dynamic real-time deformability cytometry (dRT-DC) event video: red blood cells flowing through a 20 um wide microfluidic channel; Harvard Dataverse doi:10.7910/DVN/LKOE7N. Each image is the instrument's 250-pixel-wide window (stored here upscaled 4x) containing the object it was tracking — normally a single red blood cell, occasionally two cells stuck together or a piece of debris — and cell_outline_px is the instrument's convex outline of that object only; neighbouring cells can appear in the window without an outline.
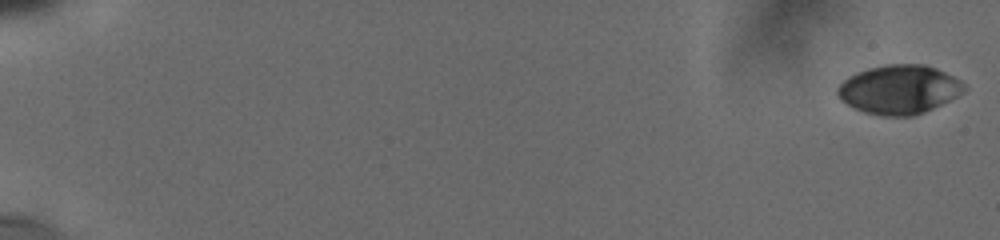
{"species": "human", "species_latin": "Homo sapiens", "temperature_condition": "cold", "stored_images_in_passage": 7, "camera_frame_rate_fps": 3000, "um_per_image_px": 0.085, "donor": {"sex": "male"}, "frame": {"image": 1, "passage_image": 1, "time_ms": 0.0, "image_size_px": [1000, 240], "cell_outline_px": [[968, 88], [964, 92], [924, 112], [912, 116], [880, 116], [864, 112], [852, 108], [840, 100], [836, 92], [836, 88], [848, 76], [856, 72], [868, 68], [884, 64], [924, 64], [936, 68], [960, 80]], "centroid_in_image_um": [76.38, 7.6], "position_along_channel_um": 8.6, "area_um2": 36.3}}
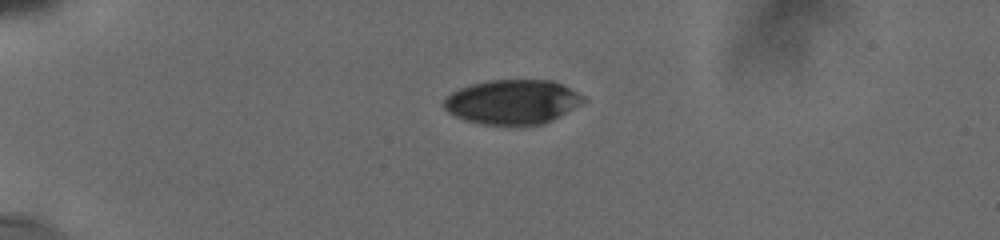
{"frame": {"image": 2, "passage_image": 6, "time_ms": 5.0, "image_size_px": [1000, 240], "cell_outline_px": [[588, 100], [560, 116], [544, 124], [520, 128], [516, 128], [480, 124], [464, 120], [448, 112], [444, 108], [444, 100], [452, 92], [460, 88], [472, 84], [492, 80], [552, 80], [584, 96]], "centroid_in_image_um": [43.57, 8.72], "position_along_channel_um": 41.4, "area_um2": 36.82}}